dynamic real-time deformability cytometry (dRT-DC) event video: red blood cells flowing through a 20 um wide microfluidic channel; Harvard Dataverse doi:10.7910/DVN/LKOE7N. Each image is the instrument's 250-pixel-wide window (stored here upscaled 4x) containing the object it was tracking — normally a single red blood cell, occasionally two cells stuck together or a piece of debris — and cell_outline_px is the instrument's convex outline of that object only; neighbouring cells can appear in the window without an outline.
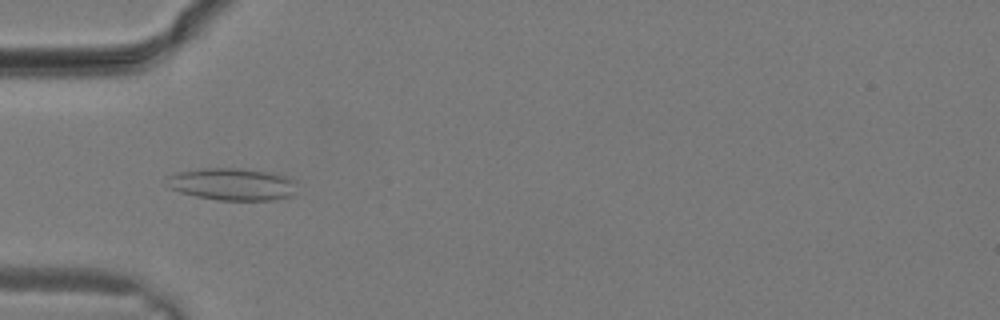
{"species": "common noctule bat (a hibernating species)", "species_latin": "Nyctalus noctula", "temperature_condition": "warm", "stored_images_in_passage": 7, "camera_frame_rate_fps": 3000, "um_per_image_px": 0.085, "animal": {"sex": "male", "body_mass_g": 19.2, "forearm_length_mm": 51.8}, "frame": {"image": 1, "passage_image": 2, "time_ms": 0.333, "image_size_px": [1000, 320], "cell_outline_px": [[296, 180], [292, 196], [276, 200], [216, 200], [196, 196], [180, 192], [168, 188], [168, 176], [176, 172], [200, 168], [244, 168], [268, 172], [288, 176]], "centroid_in_image_um": [19.75, 15.65], "position_along_channel_um": 65.3, "area_um2": 24.68}}
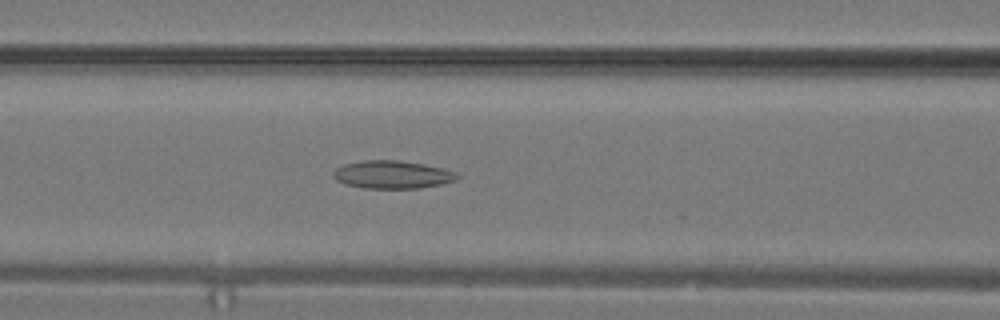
{"frame": {"image": 2, "passage_image": 5, "time_ms": 1.333, "image_size_px": [1000, 320], "cell_outline_px": [[460, 176], [456, 180], [440, 184], [420, 188], [364, 188], [344, 184], [336, 180], [332, 176], [332, 172], [336, 168], [344, 164], [360, 160], [400, 160], [424, 164], [444, 168], [456, 172]], "centroid_in_image_um": [33.33, 14.83], "position_along_channel_um": 133.3, "area_um2": 20.35}}
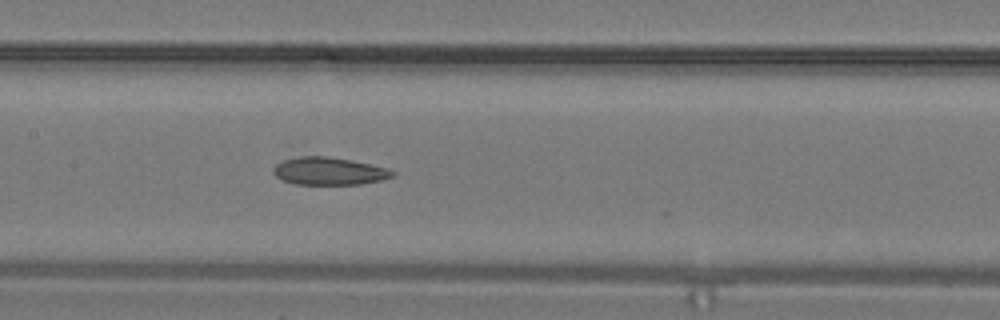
{"frame": {"image": 3, "passage_image": 7, "time_ms": 2.0, "image_size_px": [1000, 320], "cell_outline_px": [[396, 176], [380, 180], [360, 184], [296, 184], [284, 180], [276, 176], [272, 172], [272, 168], [276, 164], [284, 160], [300, 156], [328, 156], [388, 168], [396, 172]], "centroid_in_image_um": [27.97, 14.54], "position_along_channel_um": 179.4, "area_um2": 19.02}}